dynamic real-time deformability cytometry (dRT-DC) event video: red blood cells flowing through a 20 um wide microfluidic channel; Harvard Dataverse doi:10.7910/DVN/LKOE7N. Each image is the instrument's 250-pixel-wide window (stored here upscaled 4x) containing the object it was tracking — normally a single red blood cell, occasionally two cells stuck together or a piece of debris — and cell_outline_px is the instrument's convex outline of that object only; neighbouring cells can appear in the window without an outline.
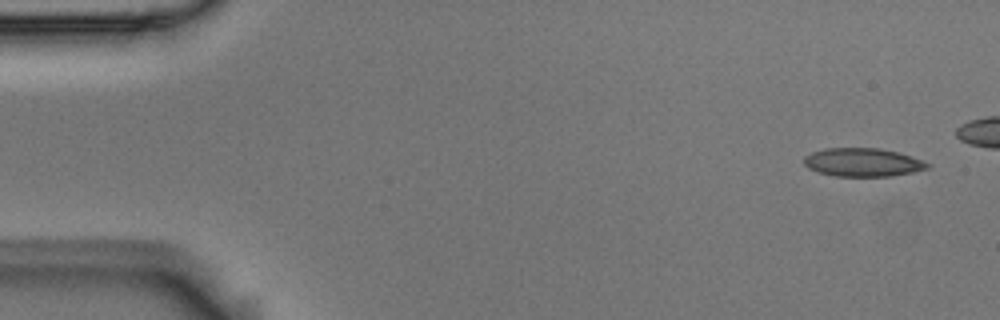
{"species": "Egyptian fruit bat (a non-hibernating species)", "species_latin": "Rousettus aegyptiacus", "temperature_condition": "room temperature", "stored_images_in_passage": 5, "camera_frame_rate_fps": 3000, "um_per_image_px": 0.085, "animal": {"sex": "male"}, "frame": {"image": 1, "passage_image": 1, "time_ms": 0.0, "image_size_px": [1000, 320], "cell_outline_px": [[932, 164], [928, 168], [912, 172], [892, 176], [836, 176], [820, 172], [808, 168], [804, 164], [804, 156], [812, 152], [824, 148], [880, 148], [912, 156]], "centroid_in_image_um": [73.34, 13.79], "position_along_channel_um": 11.7, "area_um2": 20.4}}